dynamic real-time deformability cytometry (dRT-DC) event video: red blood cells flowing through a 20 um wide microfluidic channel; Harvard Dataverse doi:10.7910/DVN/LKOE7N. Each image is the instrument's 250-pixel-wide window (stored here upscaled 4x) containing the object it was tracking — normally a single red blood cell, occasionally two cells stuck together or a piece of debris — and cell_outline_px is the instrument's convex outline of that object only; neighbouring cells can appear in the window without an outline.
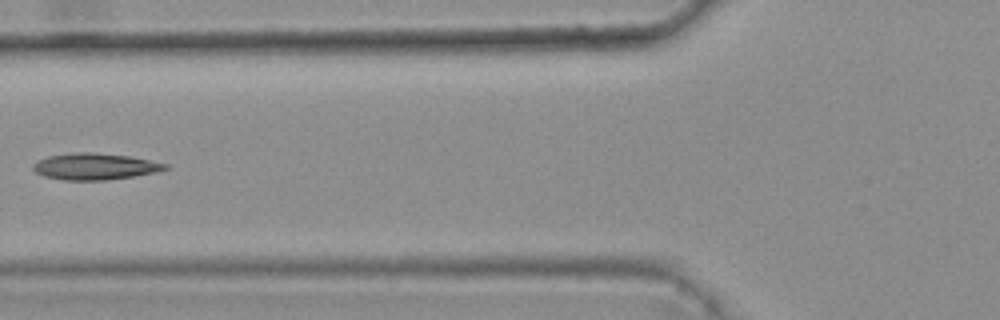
{"species": "common noctule bat (a hibernating species)", "species_latin": "Nyctalus noctula", "temperature_condition": "warm", "stored_images_in_passage": 6, "camera_frame_rate_fps": 3000, "um_per_image_px": 0.085, "animal": {"sex": "female", "body_mass_g": 25.1}, "frame": {"image": 1, "passage_image": 5, "time_ms": 1.333, "image_size_px": [1000, 320], "cell_outline_px": [[168, 168], [156, 172], [108, 180], [64, 180], [44, 176], [36, 172], [32, 168], [32, 164], [48, 156], [76, 152], [92, 152], [128, 156], [168, 164]], "centroid_in_image_um": [8.04, 14.15], "position_along_channel_um": 117.8, "area_um2": 20.17}}
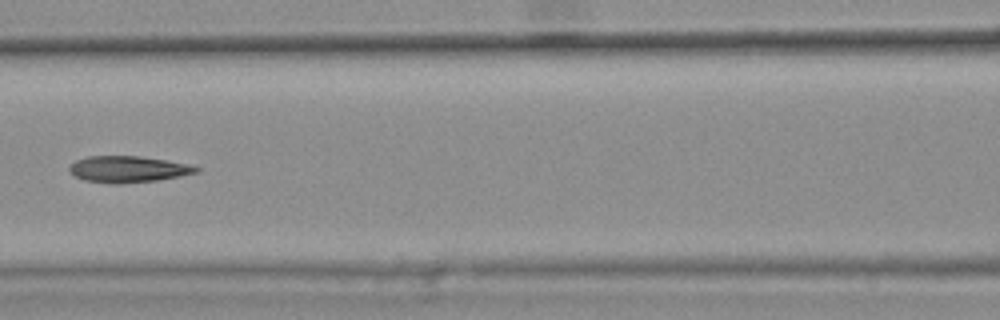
{"frame": {"image": 2, "passage_image": 6, "time_ms": 1.667, "image_size_px": [1000, 320], "cell_outline_px": [[200, 172], [180, 176], [156, 180], [120, 184], [112, 184], [84, 180], [76, 176], [68, 168], [76, 160], [88, 156], [140, 156], [164, 160], [184, 164], [200, 168]], "centroid_in_image_um": [10.87, 14.39], "position_along_channel_um": 155.7, "area_um2": 19.25}}